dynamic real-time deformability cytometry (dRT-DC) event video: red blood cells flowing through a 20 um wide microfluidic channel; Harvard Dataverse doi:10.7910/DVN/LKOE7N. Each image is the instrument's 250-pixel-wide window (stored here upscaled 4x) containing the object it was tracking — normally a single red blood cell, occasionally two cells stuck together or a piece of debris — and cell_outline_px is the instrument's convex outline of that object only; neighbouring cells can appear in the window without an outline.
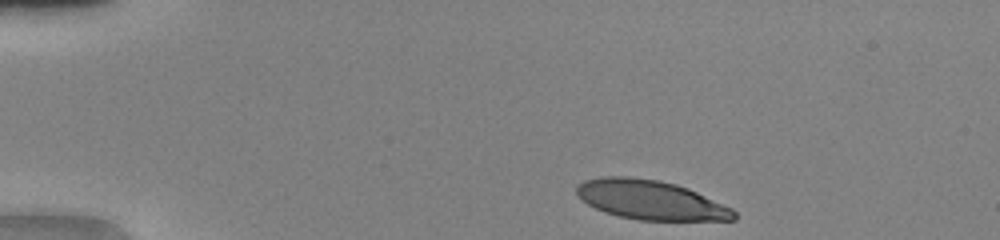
{"species": "human", "species_latin": "Homo sapiens", "temperature_condition": "warm", "stored_images_in_passage": 42, "camera_frame_rate_fps": 3000, "um_per_image_px": 0.085, "donor": {"sex": "female"}, "frame": {"image": 1, "passage_image": 1, "time_ms": 0.0, "image_size_px": [1000, 240], "cell_outline_px": [[736, 220], [636, 220], [604, 212], [588, 204], [576, 196], [576, 184], [584, 180], [600, 176], [628, 176], [660, 180], [676, 184], [688, 188], [732, 208], [736, 212]], "centroid_in_image_um": [55.26, 16.98], "position_along_channel_um": 29.7, "area_um2": 36.24}}
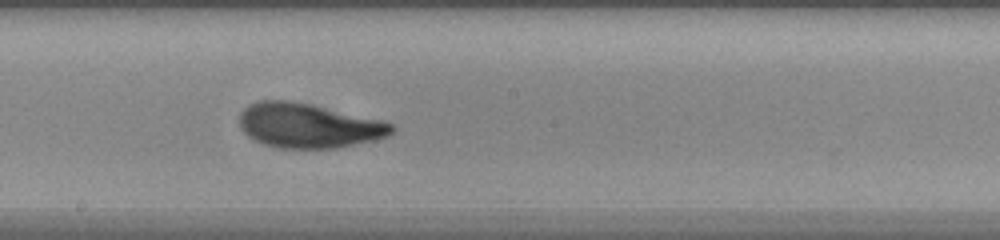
{"frame": {"image": 2, "passage_image": 21, "time_ms": 6.667, "image_size_px": [1000, 240], "cell_outline_px": [[396, 128], [388, 136], [376, 140], [336, 148], [280, 148], [264, 144], [248, 136], [240, 128], [240, 112], [248, 104], [260, 100], [292, 100], [384, 120], [392, 124]], "centroid_in_image_um": [26.23, 10.67], "position_along_channel_um": 222.0, "area_um2": 39.77}}
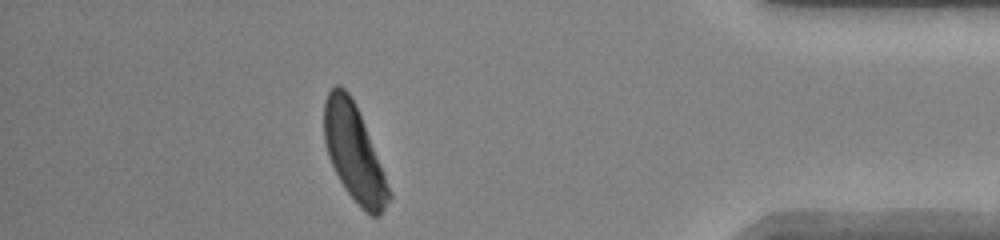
{"frame": {"image": 3, "passage_image": 37, "time_ms": 12.0, "image_size_px": [1000, 240], "cell_outline_px": [[392, 196], [380, 216], [372, 216], [364, 212], [360, 208], [344, 188], [328, 156], [324, 140], [324, 100], [328, 92], [336, 84], [340, 84], [348, 92], [360, 116], [392, 192]], "centroid_in_image_um": [30.09, 13.04], "position_along_channel_um": 405.1, "area_um2": 35.84}, "authors_computed_cell_mechanics": {"area_um2": 38.4081, "velocity_mm_per_s": 4.1164, "shape_relaxation_time_tau1_ms": 2.8231, "shape_relaxation_time_tau2_ms": 0.8517, "deformation_change_tau1": 0.201, "deformation_change_tau2": 0.0805}}